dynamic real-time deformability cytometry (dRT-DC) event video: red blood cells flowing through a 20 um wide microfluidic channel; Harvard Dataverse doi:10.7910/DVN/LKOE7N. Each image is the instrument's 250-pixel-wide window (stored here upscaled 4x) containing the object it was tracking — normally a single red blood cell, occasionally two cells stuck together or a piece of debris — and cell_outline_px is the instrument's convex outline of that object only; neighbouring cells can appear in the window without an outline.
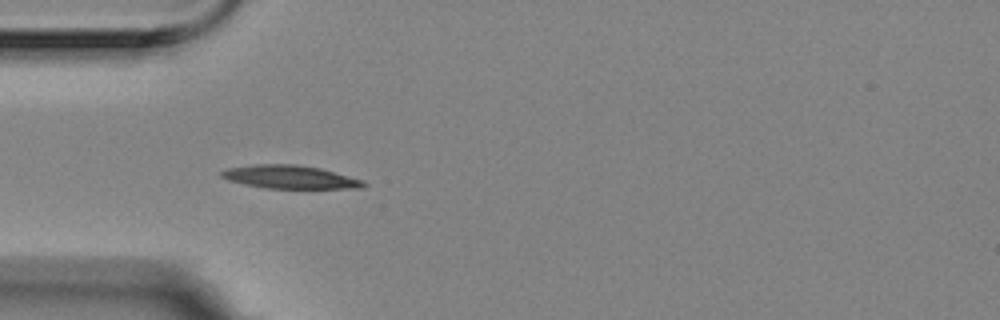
{"species": "Egyptian fruit bat (a non-hibernating species)", "species_latin": "Rousettus aegyptiacus", "temperature_condition": "room temperature", "stored_images_in_passage": 6, "camera_frame_rate_fps": 3000, "um_per_image_px": 0.085, "animal": {"sex": "female"}, "frame": {"image": 1, "passage_image": 5, "time_ms": 1.333, "image_size_px": [1000, 320], "cell_outline_px": [[368, 184], [360, 188], [264, 188], [244, 184], [228, 180], [220, 176], [220, 172], [228, 168], [256, 164], [296, 164], [320, 168], [364, 180]], "centroid_in_image_um": [24.65, 15.04], "position_along_channel_um": 60.4, "area_um2": 19.19}}
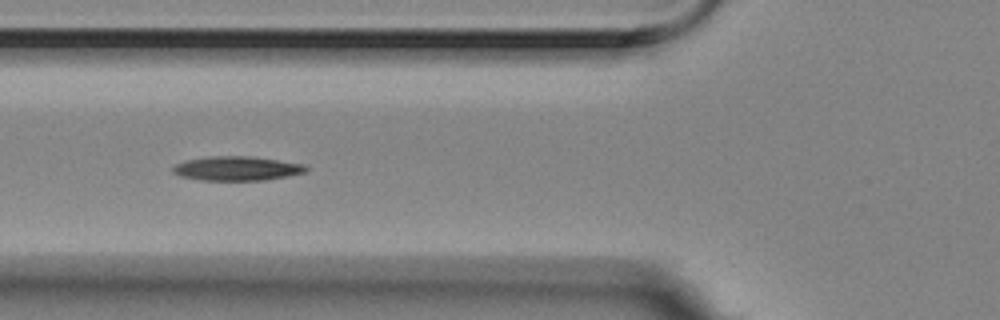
{"frame": {"image": 2, "passage_image": 6, "time_ms": 1.667, "image_size_px": [1000, 320], "cell_outline_px": [[308, 168], [304, 172], [288, 176], [264, 180], [200, 180], [180, 176], [172, 172], [172, 168], [176, 164], [184, 160], [208, 156], [252, 156], [304, 164]], "centroid_in_image_um": [20.1, 14.31], "position_along_channel_um": 105.7, "area_um2": 18.84}}